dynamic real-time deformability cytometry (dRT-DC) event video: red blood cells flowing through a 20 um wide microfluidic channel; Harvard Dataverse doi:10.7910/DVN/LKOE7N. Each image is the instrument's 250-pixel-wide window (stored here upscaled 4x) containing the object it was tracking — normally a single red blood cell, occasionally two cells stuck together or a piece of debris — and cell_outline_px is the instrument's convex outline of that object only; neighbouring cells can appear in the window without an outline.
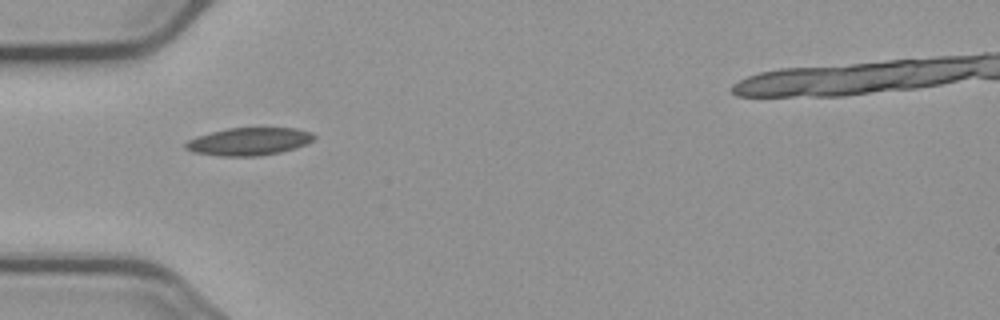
{"species": "common noctule bat (a hibernating species)", "species_latin": "Nyctalus noctula", "temperature_condition": "cold", "stored_images_in_passage": 7, "camera_frame_rate_fps": 3000, "um_per_image_px": 0.085, "animal": {"sex": "male", "body_mass_g": 23.1, "forearm_length_mm": 52.7}, "frame": {"image": 1, "passage_image": 6, "time_ms": 6.0, "image_size_px": [1000, 320], "cell_outline_px": [[316, 136], [312, 140], [296, 148], [280, 152], [256, 156], [220, 156], [192, 152], [184, 148], [184, 144], [188, 140], [196, 136], [228, 128], [296, 128], [312, 132]], "centroid_in_image_um": [21.14, 12.03], "position_along_channel_um": 63.9, "area_um2": 20.69}}
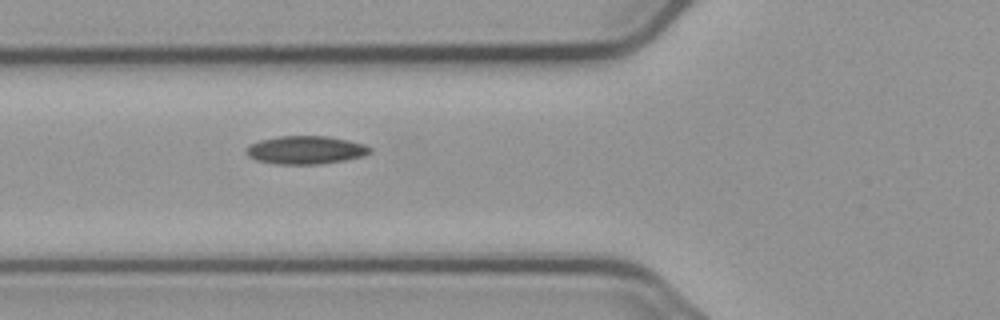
{"frame": {"image": 2, "passage_image": 7, "time_ms": 7.0, "image_size_px": [1000, 320], "cell_outline_px": [[372, 152], [360, 156], [344, 160], [320, 164], [276, 164], [256, 160], [248, 156], [248, 144], [260, 140], [280, 136], [328, 136], [348, 140], [364, 144], [372, 148]], "centroid_in_image_um": [25.98, 12.74], "position_along_channel_um": 99.8, "area_um2": 20.17}}